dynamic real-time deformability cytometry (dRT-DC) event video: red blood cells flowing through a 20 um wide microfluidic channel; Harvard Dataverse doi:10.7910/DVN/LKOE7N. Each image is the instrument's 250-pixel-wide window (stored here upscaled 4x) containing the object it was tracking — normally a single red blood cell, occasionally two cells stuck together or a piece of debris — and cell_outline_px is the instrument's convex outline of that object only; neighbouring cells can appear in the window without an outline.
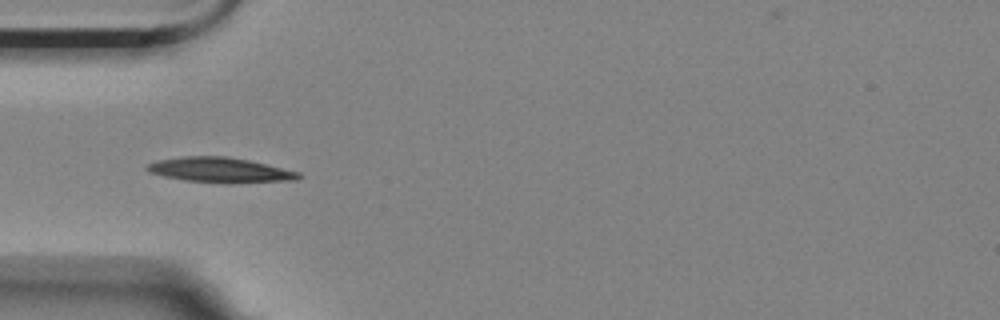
{"species": "Egyptian fruit bat (a non-hibernating species)", "species_latin": "Rousettus aegyptiacus", "temperature_condition": "room temperature", "stored_images_in_passage": 4, "camera_frame_rate_fps": 3000, "um_per_image_px": 0.085, "animal": {"sex": "female"}, "frame": {"image": 1, "passage_image": 4, "time_ms": 1.0, "image_size_px": [1000, 320], "cell_outline_px": [[304, 176], [296, 180], [228, 184], [224, 184], [184, 180], [164, 176], [148, 172], [144, 168], [148, 164], [156, 160], [184, 156], [224, 156], [248, 160], [268, 164], [300, 172]], "centroid_in_image_um": [18.73, 14.46], "position_along_channel_um": 66.3, "area_um2": 22.48}}